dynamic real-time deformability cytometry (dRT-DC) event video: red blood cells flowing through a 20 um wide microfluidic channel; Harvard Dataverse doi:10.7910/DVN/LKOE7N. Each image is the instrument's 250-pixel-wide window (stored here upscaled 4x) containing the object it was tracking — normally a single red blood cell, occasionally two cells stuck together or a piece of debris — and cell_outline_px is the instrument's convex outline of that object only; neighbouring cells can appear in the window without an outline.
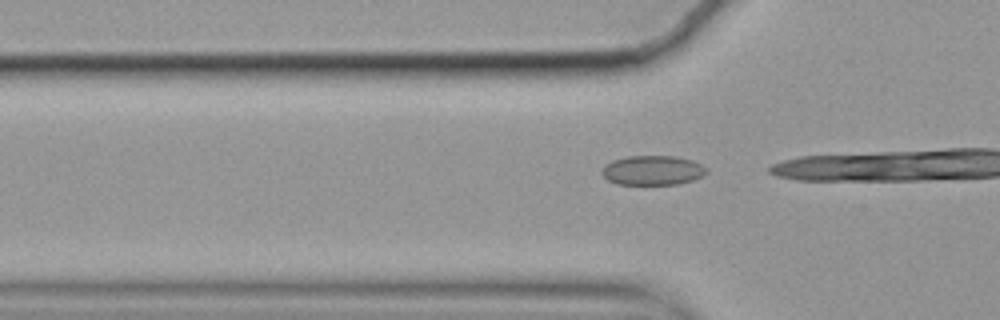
{"species": "common noctule bat (a hibernating species)", "species_latin": "Nyctalus noctula", "temperature_condition": "cold", "stored_images_in_passage": 11, "camera_frame_rate_fps": 3000, "um_per_image_px": 0.085, "animal": {"sex": "female", "body_mass_g": 19.9}, "frame": {"image": 1, "passage_image": 5, "time_ms": 1.333, "image_size_px": [1000, 320], "cell_outline_px": [[708, 172], [704, 176], [692, 180], [676, 184], [616, 184], [608, 180], [600, 172], [604, 164], [612, 160], [628, 156], [676, 156], [692, 160], [708, 168]], "centroid_in_image_um": [55.47, 14.47], "position_along_channel_um": 70.3, "area_um2": 18.15}}